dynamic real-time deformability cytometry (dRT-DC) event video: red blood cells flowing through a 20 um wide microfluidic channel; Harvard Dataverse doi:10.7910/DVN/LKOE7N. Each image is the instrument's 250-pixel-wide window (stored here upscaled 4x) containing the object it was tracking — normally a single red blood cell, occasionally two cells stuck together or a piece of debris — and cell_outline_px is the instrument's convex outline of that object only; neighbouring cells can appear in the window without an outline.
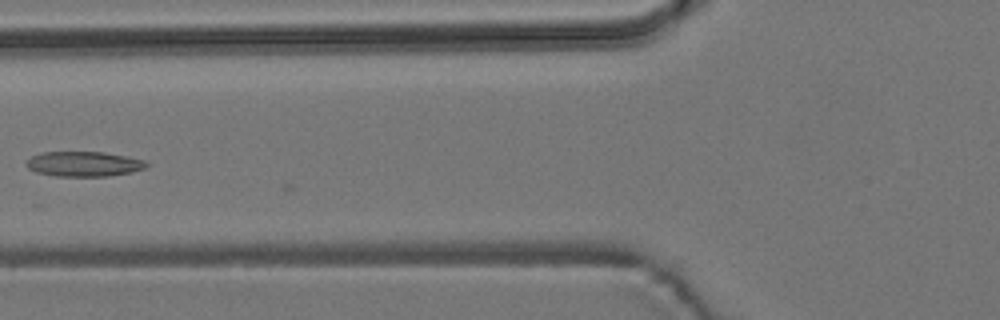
{"species": "common noctule bat (a hibernating species)", "species_latin": "Nyctalus noctula", "temperature_condition": "room temperature", "stored_images_in_passage": 5, "camera_frame_rate_fps": 3000, "um_per_image_px": 0.085, "animal": {"sex": "male", "body_mass_g": 19.2, "forearm_length_mm": 51.8}, "frame": {"image": 1, "passage_image": 5, "time_ms": 5.667, "image_size_px": [1000, 320], "cell_outline_px": [[148, 164], [144, 168], [132, 172], [108, 176], [56, 176], [36, 172], [28, 168], [24, 164], [32, 156], [40, 152], [104, 152], [128, 156], [144, 160]], "centroid_in_image_um": [7.11, 13.93], "position_along_channel_um": 118.7, "area_um2": 17.51}}